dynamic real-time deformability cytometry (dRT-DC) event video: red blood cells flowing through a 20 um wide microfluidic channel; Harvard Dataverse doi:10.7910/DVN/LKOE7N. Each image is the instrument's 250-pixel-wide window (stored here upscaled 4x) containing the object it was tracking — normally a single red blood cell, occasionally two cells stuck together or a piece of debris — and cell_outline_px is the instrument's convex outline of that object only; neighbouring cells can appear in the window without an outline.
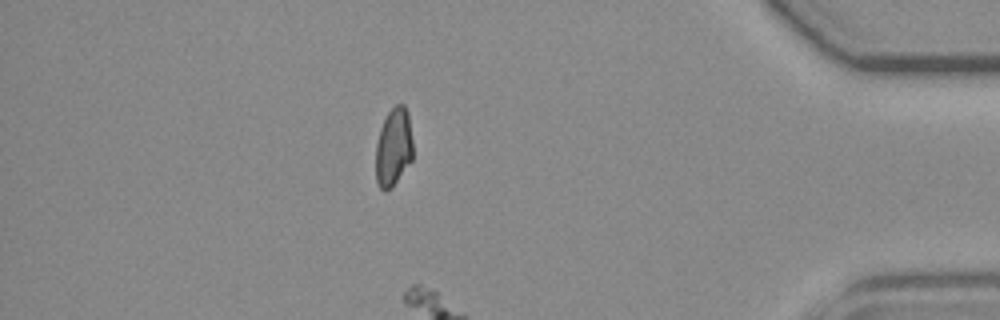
{"species": "common noctule bat (a hibernating species)", "species_latin": "Nyctalus noctula", "temperature_condition": "room temperature", "stored_images_in_passage": 39, "camera_frame_rate_fps": 3000, "um_per_image_px": 0.085, "animal": {"sex": "female", "body_mass_g": 19.3, "forearm_length_mm": 54.1}, "frame": {"image": 1, "passage_image": 38, "time_ms": 12.333, "image_size_px": [1000, 320], "cell_outline_px": [[412, 160], [392, 188], [384, 192], [380, 188], [376, 180], [376, 144], [380, 128], [388, 112], [396, 104], [404, 104], [408, 112], [412, 140]], "centroid_in_image_um": [33.45, 12.53], "position_along_channel_um": 401.8, "area_um2": 17.05}}